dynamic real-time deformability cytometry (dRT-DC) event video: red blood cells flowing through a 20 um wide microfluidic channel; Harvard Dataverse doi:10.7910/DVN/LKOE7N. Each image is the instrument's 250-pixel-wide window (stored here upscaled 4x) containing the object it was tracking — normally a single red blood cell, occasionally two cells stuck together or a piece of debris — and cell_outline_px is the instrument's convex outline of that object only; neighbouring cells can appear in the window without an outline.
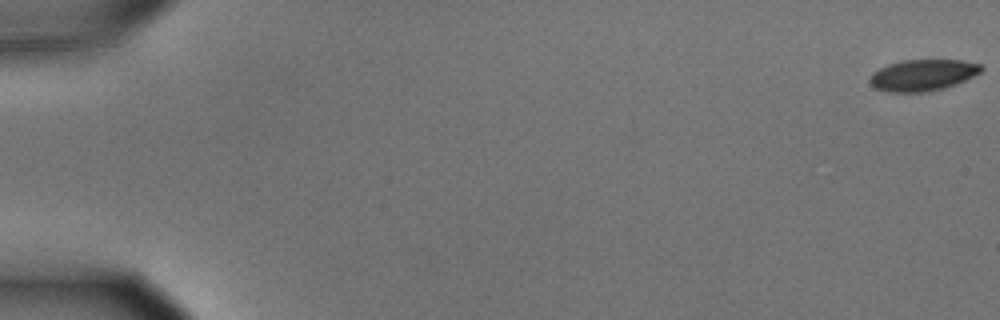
{"species": "common noctule bat (a hibernating species)", "species_latin": "Nyctalus noctula", "temperature_condition": "cold", "stored_images_in_passage": 58, "camera_frame_rate_fps": 3000, "um_per_image_px": 0.085, "animal": {"sex": "male", "body_mass_g": 15.6}, "frame": {"image": 1, "passage_image": 1, "time_ms": 0.0, "image_size_px": [1000, 320], "cell_outline_px": [[984, 68], [980, 72], [956, 84], [944, 88], [924, 92], [884, 92], [876, 88], [872, 84], [872, 72], [888, 64], [904, 60], [964, 60], [980, 64]], "centroid_in_image_um": [78.45, 6.38], "position_along_channel_um": 6.5, "area_um2": 20.17}}
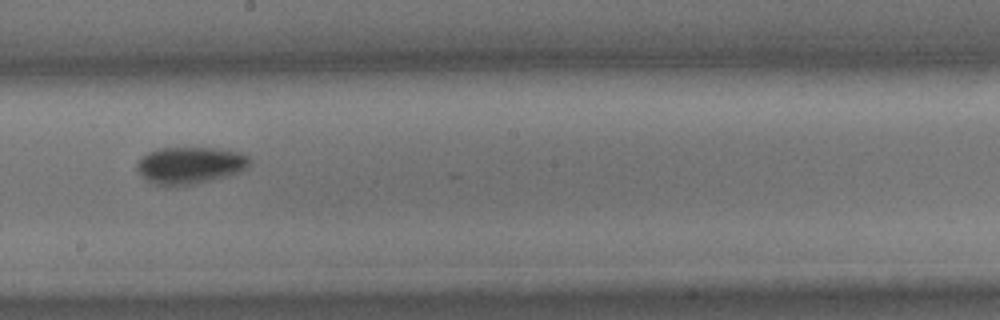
{"frame": {"image": 2, "passage_image": 34, "time_ms": 11.0, "image_size_px": [1000, 320], "cell_outline_px": [[252, 164], [248, 168], [240, 172], [228, 176], [212, 180], [192, 184], [168, 188], [164, 188], [148, 180], [136, 172], [136, 164], [140, 156], [156, 148], [212, 148], [240, 152], [248, 156], [252, 160]], "centroid_in_image_um": [16.13, 14.06], "position_along_channel_um": 232.1, "area_um2": 24.91}}
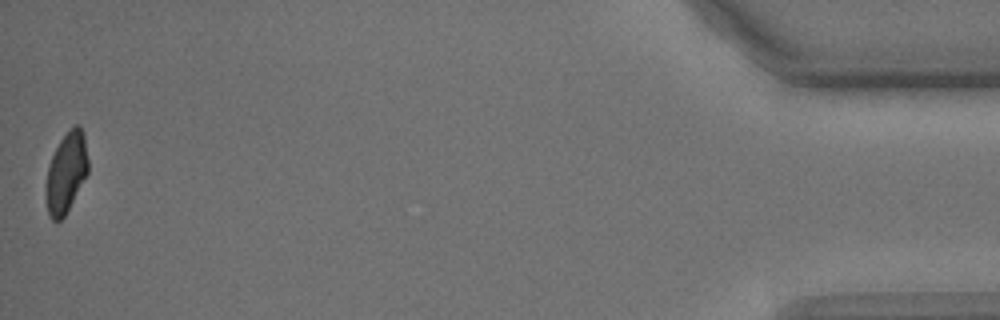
{"frame": {"image": 3, "passage_image": 58, "time_ms": 19.0, "image_size_px": [1000, 320], "cell_outline_px": [[88, 172], [64, 216], [60, 220], [52, 220], [48, 216], [44, 188], [48, 164], [60, 140], [76, 124], [80, 124], [84, 132], [88, 160]], "centroid_in_image_um": [5.6, 14.67], "position_along_channel_um": 429.6, "area_um2": 19.77}, "authors_computed_cell_mechanics": {"area_um2": 22.5131, "velocity_mm_per_s": 3.5359, "shape_relaxation_time_tau1_ms": 4.2235, "shape_relaxation_time_tau2_ms": null, "deformation_change_tau1": 0.0937, "deformation_change_tau2": null}}